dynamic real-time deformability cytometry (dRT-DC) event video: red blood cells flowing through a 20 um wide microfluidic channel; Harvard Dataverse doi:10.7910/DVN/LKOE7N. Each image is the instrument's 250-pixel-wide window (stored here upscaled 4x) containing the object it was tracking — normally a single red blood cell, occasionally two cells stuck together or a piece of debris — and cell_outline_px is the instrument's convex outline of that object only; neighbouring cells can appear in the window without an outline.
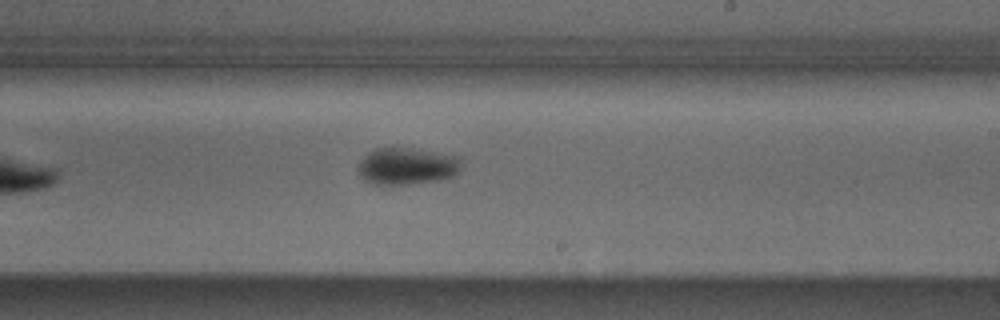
{"species": "Egyptian fruit bat (a non-hibernating species)", "species_latin": "Rousettus aegyptiacus", "temperature_condition": "cold", "stored_images_in_passage": 9, "camera_frame_rate_fps": 3000, "um_per_image_px": 0.085, "animal": {"sex": "male"}, "frame": {"image": 1, "passage_image": 9, "time_ms": 10.333, "image_size_px": [1000, 320], "cell_outline_px": [[460, 168], [452, 176], [444, 180], [404, 184], [376, 184], [368, 180], [360, 172], [360, 160], [368, 152], [376, 148], [392, 144], [460, 156]], "centroid_in_image_um": [34.62, 14.06], "position_along_channel_um": 254.4, "area_um2": 22.48}}